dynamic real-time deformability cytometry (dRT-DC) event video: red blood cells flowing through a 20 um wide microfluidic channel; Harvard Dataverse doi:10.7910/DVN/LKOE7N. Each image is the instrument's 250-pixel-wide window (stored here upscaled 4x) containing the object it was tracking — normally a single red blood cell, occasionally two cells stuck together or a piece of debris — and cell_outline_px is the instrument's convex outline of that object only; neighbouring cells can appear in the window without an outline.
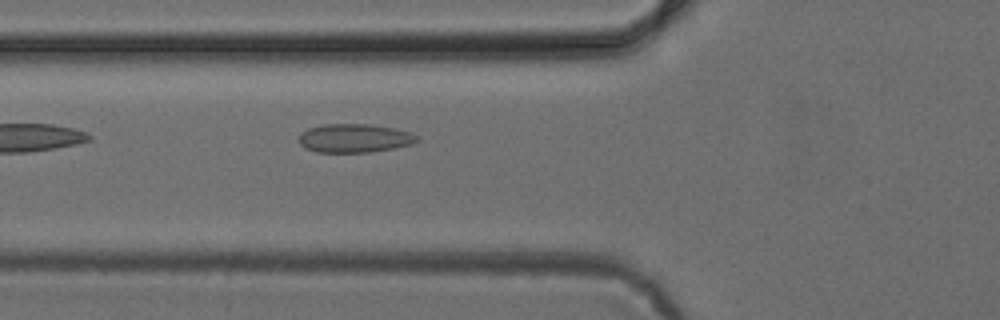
{"species": "common noctule bat (a hibernating species)", "species_latin": "Nyctalus noctula", "temperature_condition": "cold", "stored_images_in_passage": 3, "camera_frame_rate_fps": 3000, "um_per_image_px": 0.085, "animal": {"sex": "female", "body_mass_g": 24.6, "forearm_length_mm": 56.2}, "frame": {"image": 1, "passage_image": 3, "time_ms": 2.333, "image_size_px": [1000, 320], "cell_outline_px": [[420, 140], [412, 144], [392, 148], [368, 152], [316, 152], [304, 148], [300, 144], [300, 132], [308, 128], [324, 124], [372, 124], [396, 128], [408, 132], [416, 136]], "centroid_in_image_um": [30.11, 11.74], "position_along_channel_um": 95.7, "area_um2": 19.71}}